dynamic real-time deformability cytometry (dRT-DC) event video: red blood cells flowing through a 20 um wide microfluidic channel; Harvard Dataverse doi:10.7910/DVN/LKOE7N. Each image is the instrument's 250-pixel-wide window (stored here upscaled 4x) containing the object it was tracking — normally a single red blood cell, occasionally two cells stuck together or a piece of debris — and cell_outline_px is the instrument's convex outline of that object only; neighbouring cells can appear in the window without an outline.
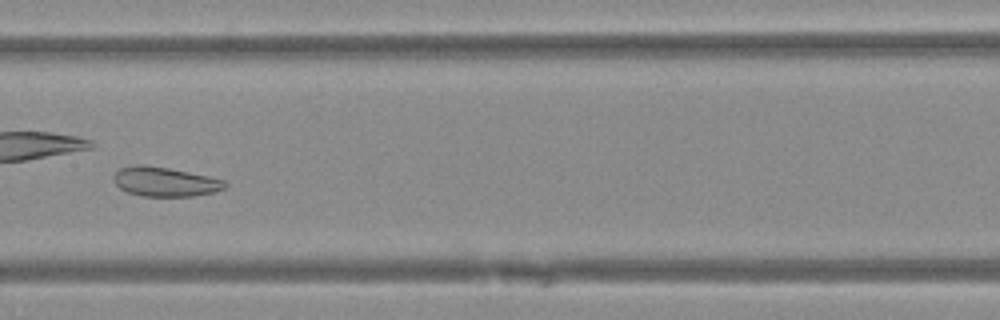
{"species": "Egyptian fruit bat (a non-hibernating species)", "species_latin": "Rousettus aegyptiacus", "temperature_condition": "warm", "stored_images_in_passage": 34, "camera_frame_rate_fps": 3000, "um_per_image_px": 0.085, "animal": {"sex": "female"}, "frame": {"image": 1, "passage_image": 10, "time_ms": 3.0, "image_size_px": [1000, 320], "cell_outline_px": [[228, 184], [224, 188], [216, 192], [196, 196], [144, 196], [128, 192], [120, 188], [116, 184], [112, 176], [120, 168], [136, 164], [168, 168], [208, 176], [224, 180]], "centroid_in_image_um": [14.04, 15.45], "position_along_channel_um": 193.4, "area_um2": 18.96}}